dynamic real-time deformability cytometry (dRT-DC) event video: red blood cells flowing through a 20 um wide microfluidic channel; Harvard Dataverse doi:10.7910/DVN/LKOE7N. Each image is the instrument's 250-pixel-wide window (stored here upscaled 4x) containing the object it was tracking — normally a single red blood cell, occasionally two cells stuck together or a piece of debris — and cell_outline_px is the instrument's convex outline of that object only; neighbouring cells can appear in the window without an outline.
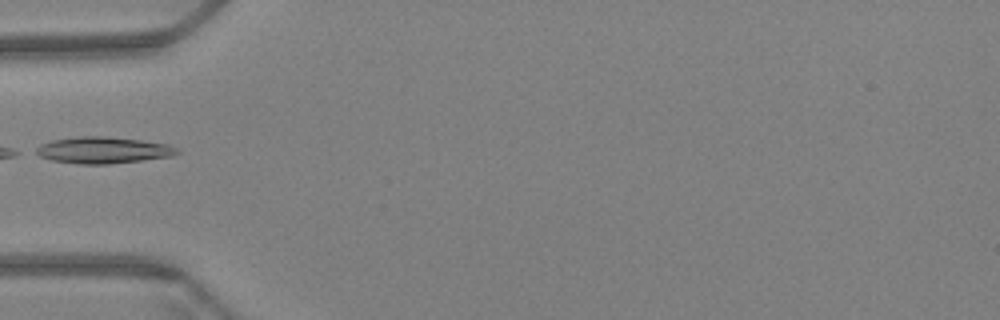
{"species": "Egyptian fruit bat (a non-hibernating species)", "species_latin": "Rousettus aegyptiacus", "temperature_condition": "warm", "stored_images_in_passage": 26, "camera_frame_rate_fps": 3000, "um_per_image_px": 0.085, "animal": {"sex": "female"}, "frame": {"image": 1, "passage_image": 1, "time_ms": 0.0, "image_size_px": [1000, 320], "cell_outline_px": [[180, 152], [172, 156], [108, 164], [80, 164], [52, 160], [40, 156], [32, 152], [40, 144], [52, 140], [80, 136], [104, 136], [140, 140], [168, 144], [176, 148]], "centroid_in_image_um": [8.72, 12.76], "position_along_channel_um": 76.3, "area_um2": 21.68}}